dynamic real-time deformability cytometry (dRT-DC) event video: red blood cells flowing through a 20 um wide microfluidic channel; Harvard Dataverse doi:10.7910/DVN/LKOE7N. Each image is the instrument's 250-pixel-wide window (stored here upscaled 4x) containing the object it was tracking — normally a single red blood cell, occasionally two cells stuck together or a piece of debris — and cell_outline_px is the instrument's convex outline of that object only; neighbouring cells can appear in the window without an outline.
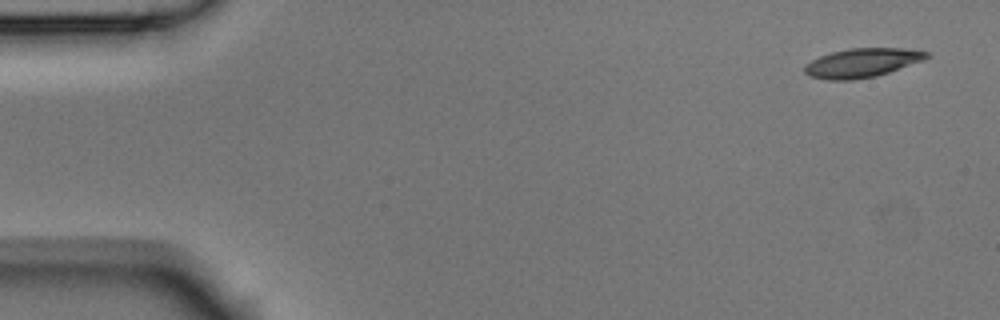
{"species": "Egyptian fruit bat (a non-hibernating species)", "species_latin": "Rousettus aegyptiacus", "temperature_condition": "room temperature", "stored_images_in_passage": 9, "camera_frame_rate_fps": 3000, "um_per_image_px": 0.085, "animal": {"sex": "male"}, "frame": {"image": 1, "passage_image": 1, "time_ms": 0.0, "image_size_px": [1000, 320], "cell_outline_px": [[932, 56], [924, 60], [876, 76], [852, 80], [828, 80], [808, 76], [804, 72], [804, 64], [820, 56], [832, 52], [852, 48], [908, 48], [932, 52]], "centroid_in_image_um": [73.31, 5.33], "position_along_channel_um": 11.7, "area_um2": 20.81}}
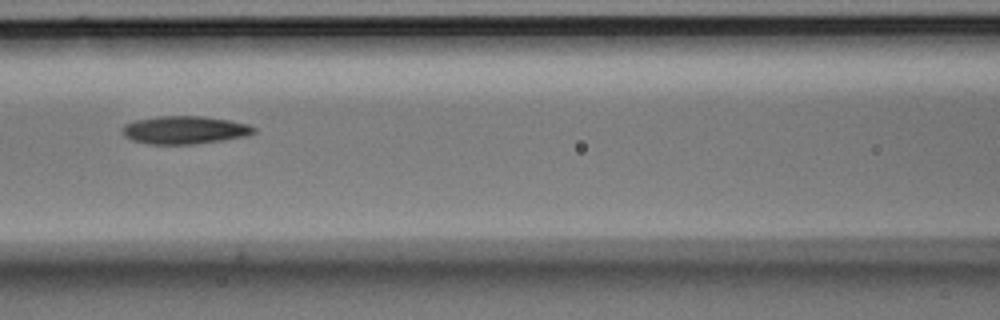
{"frame": {"image": 2, "passage_image": 7, "time_ms": 2.0, "image_size_px": [1000, 320], "cell_outline_px": [[256, 132], [248, 136], [224, 140], [196, 144], [148, 144], [132, 140], [124, 136], [120, 132], [120, 128], [124, 124], [136, 120], [156, 116], [204, 116], [228, 120], [248, 124], [256, 128]], "centroid_in_image_um": [15.68, 11.05], "position_along_channel_um": 150.9, "area_um2": 21.73}}
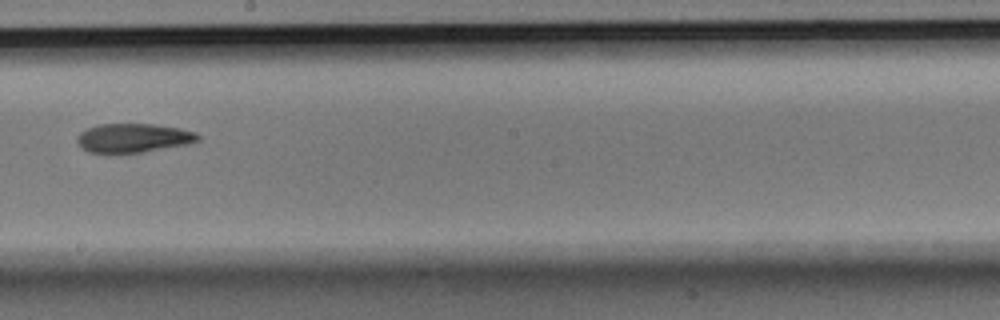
{"frame": {"image": 3, "passage_image": 9, "time_ms": 2.667, "image_size_px": [1000, 320], "cell_outline_px": [[200, 140], [188, 144], [144, 152], [108, 156], [88, 152], [80, 148], [76, 140], [76, 136], [80, 132], [88, 128], [100, 124], [152, 124], [180, 128], [196, 132], [200, 136]], "centroid_in_image_um": [11.27, 11.77], "position_along_channel_um": 236.9, "area_um2": 21.21}}